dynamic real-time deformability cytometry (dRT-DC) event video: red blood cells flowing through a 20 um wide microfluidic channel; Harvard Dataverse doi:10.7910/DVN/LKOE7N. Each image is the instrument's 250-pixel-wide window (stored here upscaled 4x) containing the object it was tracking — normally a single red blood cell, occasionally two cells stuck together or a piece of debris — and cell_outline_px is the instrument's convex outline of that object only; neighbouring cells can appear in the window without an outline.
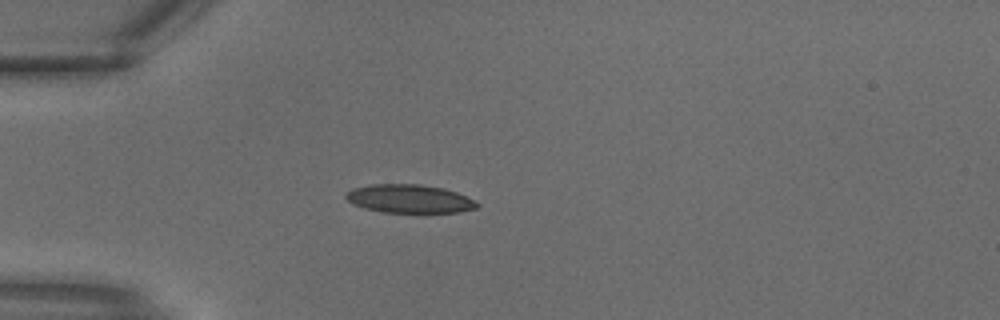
{"species": "common noctule bat (a hibernating species)", "species_latin": "Nyctalus noctula", "temperature_condition": "warm", "stored_images_in_passage": 13, "camera_frame_rate_fps": 3000, "um_per_image_px": 0.085, "animal": {"sex": "male", "body_mass_g": 18.8}, "frame": {"image": 1, "passage_image": 3, "time_ms": 0.667, "image_size_px": [1000, 320], "cell_outline_px": [[480, 204], [476, 208], [460, 212], [384, 212], [364, 208], [352, 204], [344, 196], [352, 188], [368, 184], [420, 184], [444, 188], [456, 192]], "centroid_in_image_um": [34.76, 16.88], "position_along_channel_um": 50.2, "area_um2": 21.62}}
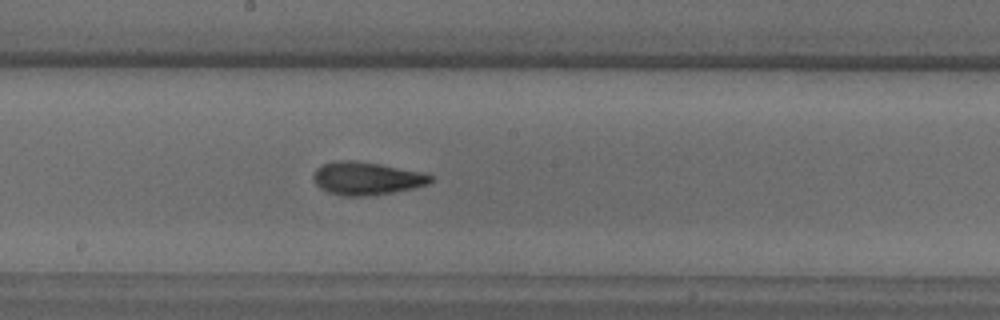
{"frame": {"image": 2, "passage_image": 11, "time_ms": 3.333, "image_size_px": [1000, 320], "cell_outline_px": [[432, 180], [428, 184], [412, 188], [392, 192], [364, 196], [344, 196], [328, 192], [320, 188], [316, 184], [312, 176], [316, 168], [324, 164], [340, 160], [356, 160], [428, 172], [432, 176]], "centroid_in_image_um": [31.18, 15.15], "position_along_channel_um": 217.0, "area_um2": 22.6}}